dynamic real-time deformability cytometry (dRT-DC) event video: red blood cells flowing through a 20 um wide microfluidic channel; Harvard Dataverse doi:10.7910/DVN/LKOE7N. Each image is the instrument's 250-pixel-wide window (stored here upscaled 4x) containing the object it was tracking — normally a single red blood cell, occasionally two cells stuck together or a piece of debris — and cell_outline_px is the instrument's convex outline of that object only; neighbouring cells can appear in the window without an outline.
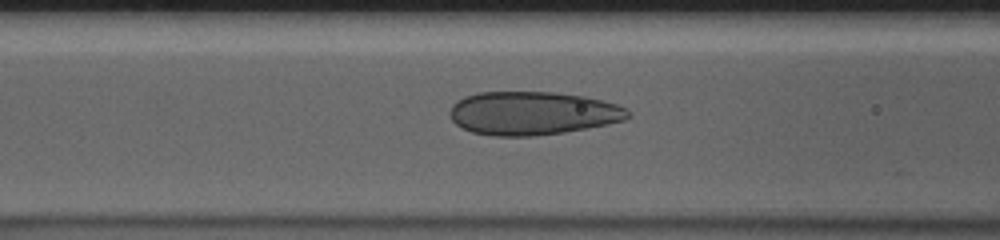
{"species": "human", "species_latin": "Homo sapiens", "temperature_condition": "cold", "stored_images_in_passage": 43, "camera_frame_rate_fps": 3000, "um_per_image_px": 0.085, "donor": {"sex": "male"}, "frame": {"image": 1, "passage_image": 17, "time_ms": 5.333, "image_size_px": [1000, 240], "cell_outline_px": [[632, 116], [624, 120], [608, 124], [588, 128], [564, 132], [532, 136], [496, 136], [472, 132], [456, 124], [452, 120], [448, 112], [452, 104], [456, 100], [464, 96], [480, 92], [552, 92], [584, 96], [616, 104], [632, 112]], "centroid_in_image_um": [45.25, 9.62], "position_along_channel_um": 121.3, "area_um2": 45.14}}
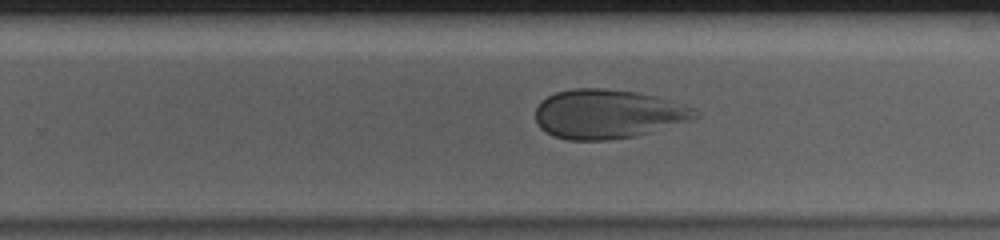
{"frame": {"image": 2, "passage_image": 30, "time_ms": 9.667, "image_size_px": [1000, 240], "cell_outline_px": [[700, 116], [692, 120], [636, 136], [608, 140], [568, 140], [552, 136], [540, 128], [536, 120], [536, 108], [540, 100], [556, 92], [572, 88], [604, 88], [636, 92], [656, 96], [684, 104], [696, 108], [700, 112]], "centroid_in_image_um": [51.68, 9.69], "position_along_channel_um": 278.1, "area_um2": 46.12}}
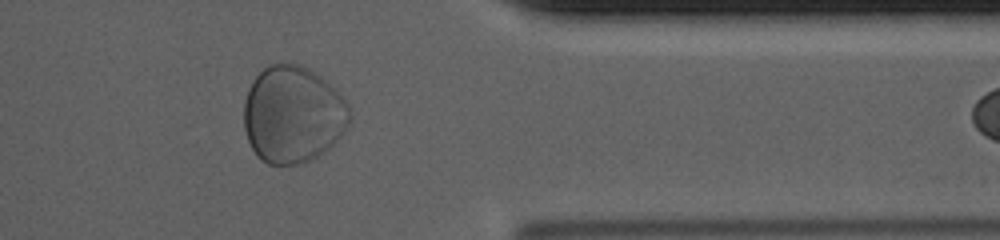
{"frame": {"image": 3, "passage_image": 40, "time_ms": 13.0, "image_size_px": [1000, 240], "cell_outline_px": [[352, 116], [344, 132], [328, 148], [316, 156], [300, 164], [268, 164], [260, 160], [256, 156], [248, 140], [244, 128], [244, 104], [248, 88], [252, 80], [268, 64], [300, 64], [316, 72], [336, 88], [348, 104]], "centroid_in_image_um": [24.89, 9.72], "position_along_channel_um": 386.5, "area_um2": 60.05}}